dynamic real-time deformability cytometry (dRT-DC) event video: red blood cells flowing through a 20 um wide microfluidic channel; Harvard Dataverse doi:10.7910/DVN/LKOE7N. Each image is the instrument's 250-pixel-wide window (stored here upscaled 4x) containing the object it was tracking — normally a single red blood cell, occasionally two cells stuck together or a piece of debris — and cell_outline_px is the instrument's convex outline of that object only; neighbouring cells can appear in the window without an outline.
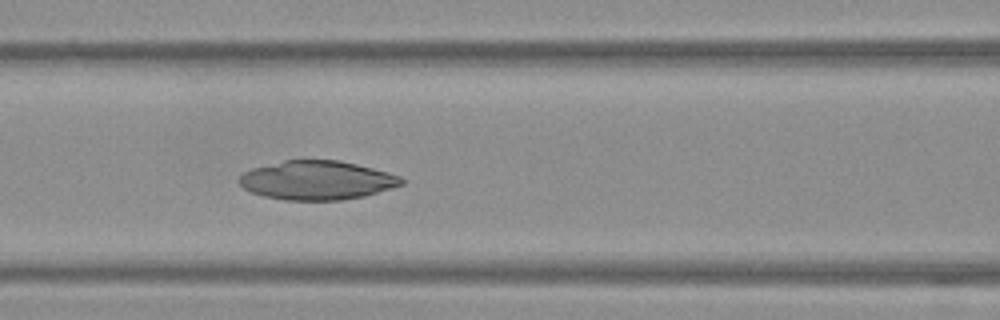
{"species": "Egyptian fruit bat (a non-hibernating species)", "species_latin": "Rousettus aegyptiacus", "temperature_condition": "warm", "stored_images_in_passage": 53, "camera_frame_rate_fps": 3000, "um_per_image_px": 0.085, "frame": {"image": 1, "passage_image": 23, "time_ms": 7.333, "image_size_px": [1000, 320], "cell_outline_px": [[404, 184], [364, 196], [340, 200], [284, 200], [264, 196], [252, 192], [244, 188], [240, 184], [240, 176], [244, 172], [252, 168], [284, 160], [340, 160], [388, 172], [400, 176], [404, 180]], "centroid_in_image_um": [26.95, 15.32], "position_along_channel_um": 139.7, "area_um2": 36.65}}
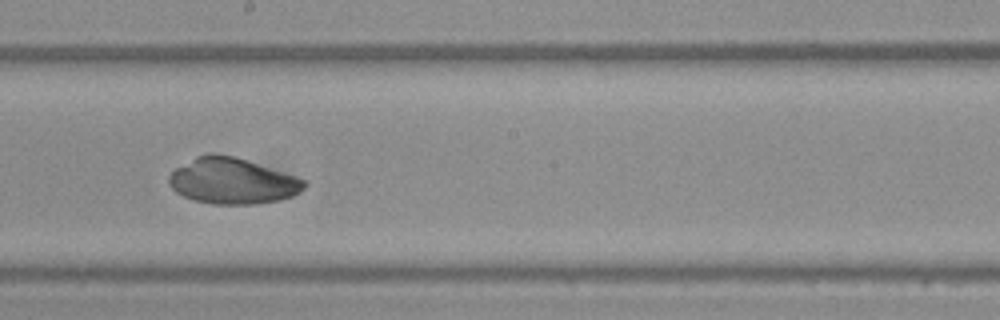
{"frame": {"image": 2, "passage_image": 30, "time_ms": 9.667, "image_size_px": [1000, 320], "cell_outline_px": [[308, 184], [300, 192], [292, 196], [276, 200], [256, 204], [212, 204], [192, 200], [176, 192], [168, 184], [168, 176], [176, 168], [196, 156], [208, 152], [216, 152], [232, 156], [308, 180]], "centroid_in_image_um": [19.73, 15.38], "position_along_channel_um": 228.5, "area_um2": 36.18}}
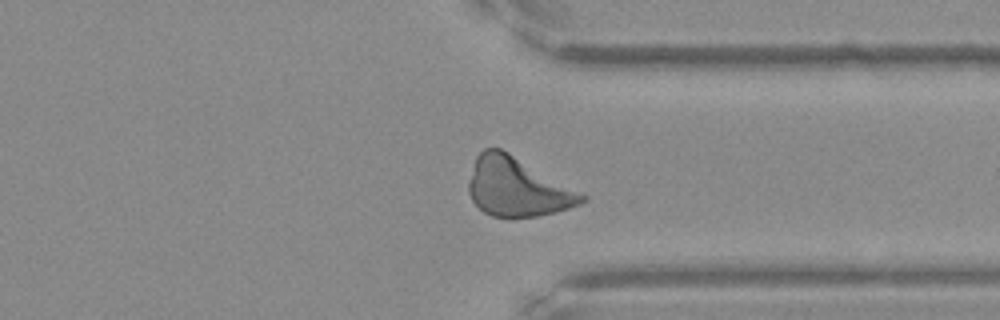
{"frame": {"image": 3, "passage_image": 41, "time_ms": 13.333, "image_size_px": [1000, 320], "cell_outline_px": [[588, 200], [580, 204], [556, 212], [536, 216], [492, 216], [484, 212], [472, 200], [468, 192], [468, 180], [476, 156], [484, 148], [500, 148], [508, 152], [588, 196]], "centroid_in_image_um": [43.96, 15.89], "position_along_channel_um": 367.4, "area_um2": 38.38}}